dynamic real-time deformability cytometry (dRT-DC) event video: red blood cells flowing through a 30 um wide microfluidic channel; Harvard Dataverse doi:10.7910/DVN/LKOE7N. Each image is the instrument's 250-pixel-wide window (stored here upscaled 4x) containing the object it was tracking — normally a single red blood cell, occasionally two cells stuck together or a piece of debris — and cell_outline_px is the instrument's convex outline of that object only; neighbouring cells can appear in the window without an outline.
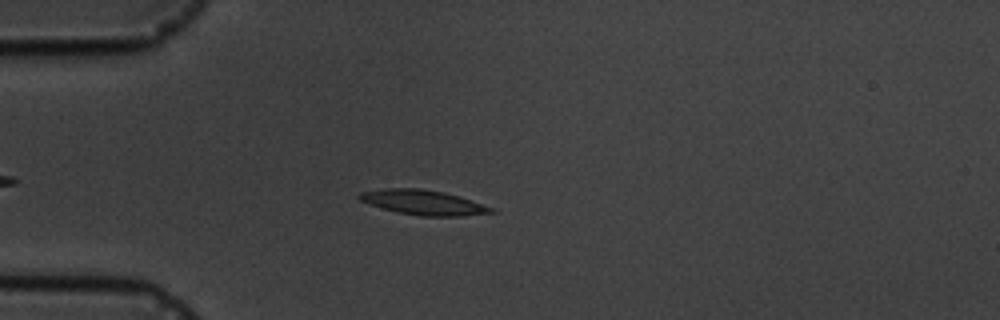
{"species": "common noctule bat (a hibernating species)", "species_latin": "Nyctalus noctula", "temperature_condition": "cold", "stored_images_in_passage": 4, "camera_frame_rate_fps": 3000, "um_per_image_px": 0.085, "animal": {"sex": "male", "body_mass_g": 19.5, "forearm_length_mm": 54.6}, "frame": {"image": 1, "passage_image": 3, "time_ms": 3.0, "image_size_px": [1000, 320], "cell_outline_px": [[496, 212], [460, 216], [420, 216], [396, 212], [368, 204], [360, 200], [356, 196], [360, 192], [384, 188], [420, 188], [444, 192], [460, 196], [496, 208]], "centroid_in_image_um": [35.99, 17.2], "position_along_channel_um": 49.0, "area_um2": 19.31}}